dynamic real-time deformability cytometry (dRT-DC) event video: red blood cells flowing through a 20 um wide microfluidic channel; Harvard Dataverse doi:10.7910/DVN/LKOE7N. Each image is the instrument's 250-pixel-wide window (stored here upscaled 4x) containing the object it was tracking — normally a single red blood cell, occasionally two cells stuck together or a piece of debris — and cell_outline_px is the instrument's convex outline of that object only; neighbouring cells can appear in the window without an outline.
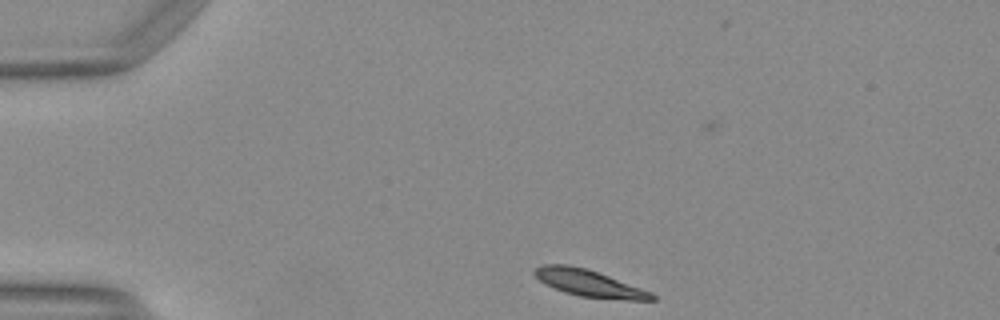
{"species": "Egyptian fruit bat (a non-hibernating species)", "species_latin": "Rousettus aegyptiacus", "temperature_condition": "warm", "stored_images_in_passage": 41, "camera_frame_rate_fps": 3000, "um_per_image_px": 0.085, "animal": {"sex": "female"}, "frame": {"image": 1, "passage_image": 1, "time_ms": 0.0, "image_size_px": [1000, 320], "cell_outline_px": [[656, 300], [628, 300], [580, 296], [564, 292], [540, 280], [532, 272], [536, 268], [544, 264], [568, 264], [588, 268], [652, 292], [656, 296]], "centroid_in_image_um": [50.11, 24.06], "position_along_channel_um": 34.9, "area_um2": 18.21}}
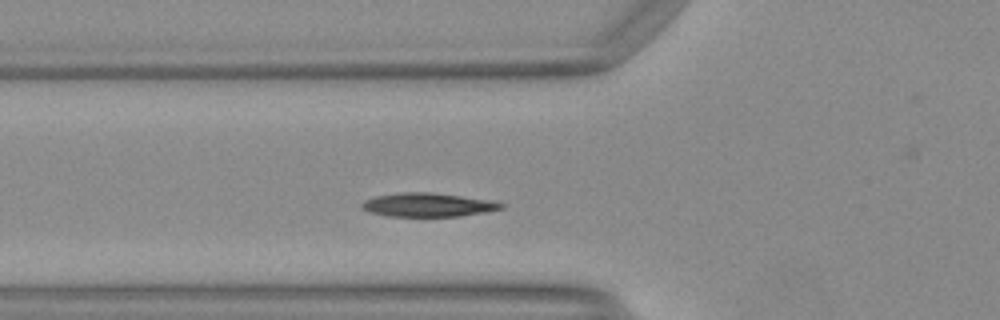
{"frame": {"image": 2, "passage_image": 9, "time_ms": 2.667, "image_size_px": [1000, 320], "cell_outline_px": [[504, 208], [484, 212], [460, 216], [388, 216], [368, 212], [360, 208], [360, 204], [364, 200], [376, 196], [400, 192], [432, 192], [496, 200], [504, 204]], "centroid_in_image_um": [36.38, 17.4], "position_along_channel_um": 89.4, "area_um2": 19.54}, "authors_computed_cell_mechanics": {"area_um2": 18.7272, "velocity_mm_per_s": 4.0659, "shape_relaxation_time_tau1_ms": 3.3267, "shape_relaxation_time_tau2_ms": null, "deformation_change_tau1": 0.1263, "deformation_change_tau2": null}}